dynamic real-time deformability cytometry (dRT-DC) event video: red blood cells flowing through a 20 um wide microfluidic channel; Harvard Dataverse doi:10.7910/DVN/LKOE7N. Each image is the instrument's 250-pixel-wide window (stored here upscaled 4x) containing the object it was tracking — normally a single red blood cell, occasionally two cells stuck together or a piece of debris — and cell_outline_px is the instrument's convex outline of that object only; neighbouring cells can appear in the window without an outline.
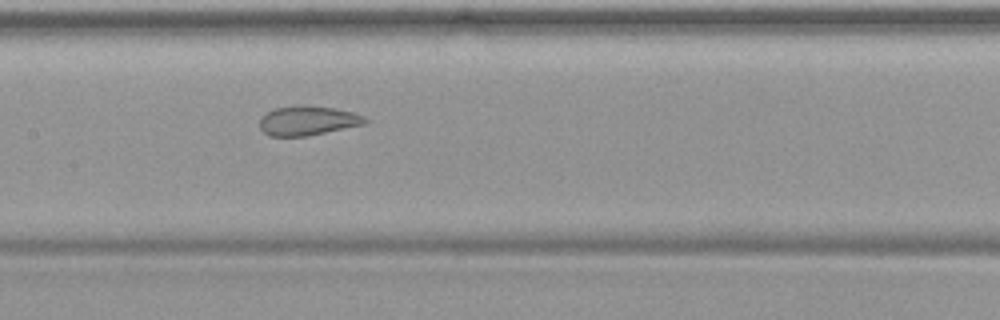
{"species": "common noctule bat (a hibernating species)", "species_latin": "Nyctalus noctula", "temperature_condition": "warm", "stored_images_in_passage": 44, "segment_of_instrument_passage": [2, 2], "camera_frame_rate_fps": 3000, "um_per_image_px": 0.085, "animal": {"sex": "female", "body_mass_g": 19.9}, "frame": {"image": 1, "passage_image": 24, "time_ms": 7.667, "image_size_px": [1000, 320], "cell_outline_px": [[368, 124], [308, 136], [268, 136], [260, 128], [260, 116], [276, 108], [332, 108], [352, 112], [364, 116], [368, 120]], "centroid_in_image_um": [26.2, 10.31], "position_along_channel_um": 181.2, "area_um2": 17.46}}
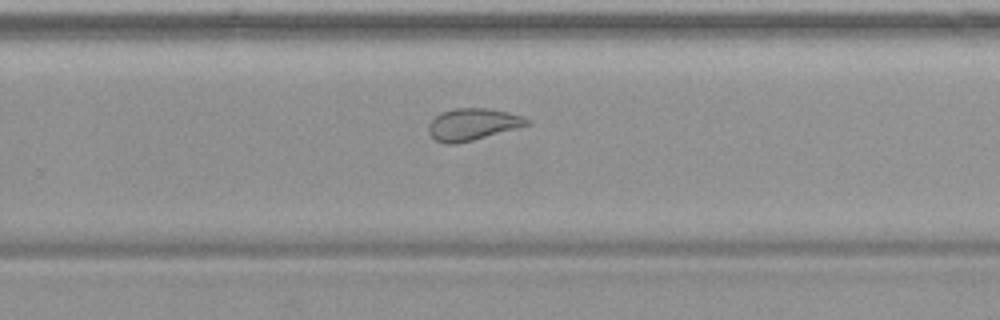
{"frame": {"image": 2, "passage_image": 32, "time_ms": 10.333, "image_size_px": [1000, 320], "cell_outline_px": [[532, 124], [472, 140], [456, 144], [444, 144], [436, 140], [428, 132], [428, 124], [440, 112], [456, 108], [488, 108], [508, 112], [524, 116], [532, 120]], "centroid_in_image_um": [40.2, 10.56], "position_along_channel_um": 289.6, "area_um2": 18.38}}
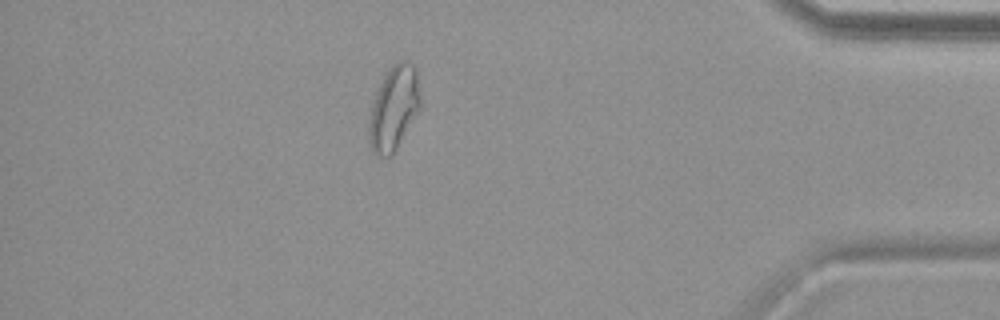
{"frame": {"image": 3, "passage_image": 43, "time_ms": 14.0, "image_size_px": [1000, 320], "cell_outline_px": [[420, 108], [396, 148], [388, 156], [376, 156], [372, 152], [368, 140], [368, 120], [372, 104], [376, 92], [384, 76], [392, 64], [396, 60], [404, 60], [412, 64], [416, 68], [420, 96]], "centroid_in_image_um": [33.45, 9.17], "position_along_channel_um": 401.8, "area_um2": 25.09}}